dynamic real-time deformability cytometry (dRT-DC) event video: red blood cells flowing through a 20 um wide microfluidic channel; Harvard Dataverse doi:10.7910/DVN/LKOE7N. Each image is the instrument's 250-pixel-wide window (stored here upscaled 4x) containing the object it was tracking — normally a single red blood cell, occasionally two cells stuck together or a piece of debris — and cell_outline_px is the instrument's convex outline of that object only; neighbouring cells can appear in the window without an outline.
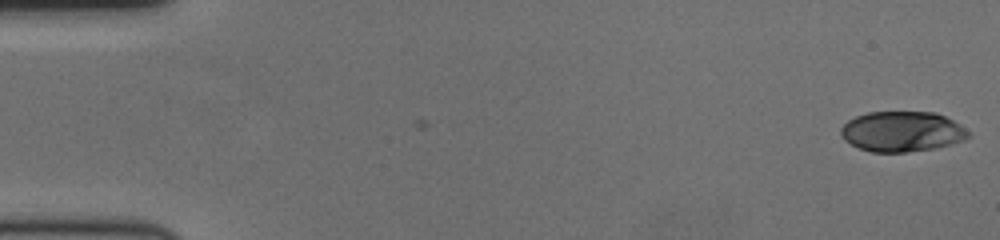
{"species": "human", "species_latin": "Homo sapiens", "temperature_condition": "cold", "stored_images_in_passage": 60, "camera_frame_rate_fps": 3000, "um_per_image_px": 0.085, "donor": {"sex": "female"}, "frame": {"image": 1, "passage_image": 1, "time_ms": 0.0, "image_size_px": [1000, 240], "cell_outline_px": [[972, 136], [964, 140], [932, 148], [904, 152], [872, 152], [860, 148], [844, 140], [840, 136], [840, 128], [848, 120], [856, 116], [868, 112], [936, 112], [960, 124]], "centroid_in_image_um": [76.65, 11.17], "position_along_channel_um": 8.4, "area_um2": 29.77}}
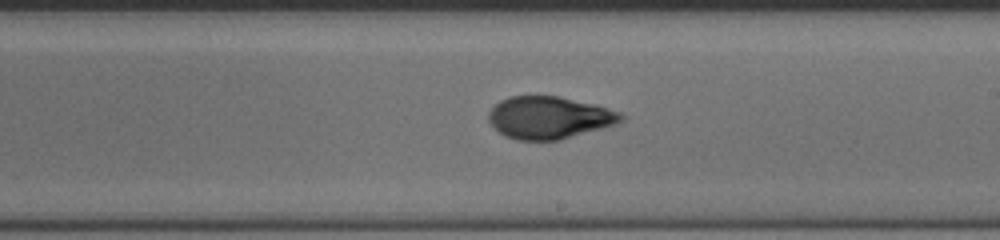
{"frame": {"image": 2, "passage_image": 35, "time_ms": 11.333, "image_size_px": [1000, 240], "cell_outline_px": [[624, 120], [616, 124], [560, 140], [516, 140], [504, 136], [488, 120], [488, 112], [500, 100], [508, 96], [556, 96], [596, 104], [620, 112], [624, 116]], "centroid_in_image_um": [46.68, 9.99], "position_along_channel_um": 242.3, "area_um2": 32.66}}
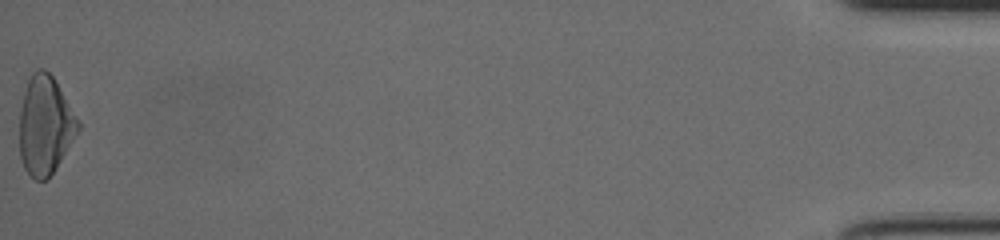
{"frame": {"image": 3, "passage_image": 60, "time_ms": 19.667, "image_size_px": [1000, 240], "cell_outline_px": [[80, 128], [60, 160], [52, 172], [44, 180], [36, 180], [24, 168], [20, 156], [20, 108], [24, 92], [28, 80], [32, 72], [36, 68], [44, 68], [52, 76], [80, 124]], "centroid_in_image_um": [3.8, 10.63], "position_along_channel_um": 431.4, "area_um2": 32.83}, "authors_computed_cell_mechanics": {"area_um2": 32.3391, "velocity_mm_per_s": 3.4954, "shape_relaxation_time_tau1_ms": 5.9323, "shape_relaxation_time_tau2_ms": 2.0088, "deformation_change_tau1": 0.1986, "deformation_change_tau2": 0.0657}}